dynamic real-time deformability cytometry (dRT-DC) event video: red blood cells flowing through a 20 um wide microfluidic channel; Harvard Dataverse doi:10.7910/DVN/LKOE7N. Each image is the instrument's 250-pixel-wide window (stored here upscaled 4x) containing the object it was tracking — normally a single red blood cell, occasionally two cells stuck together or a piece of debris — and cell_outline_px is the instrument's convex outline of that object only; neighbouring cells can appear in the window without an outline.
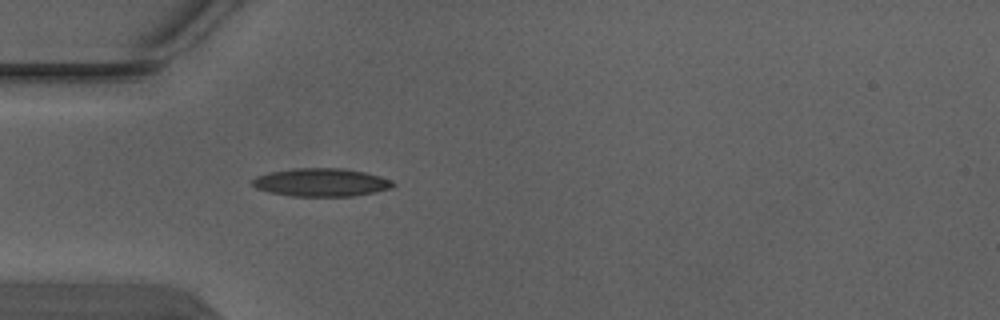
{"species": "Egyptian fruit bat (a non-hibernating species)", "species_latin": "Rousettus aegyptiacus", "temperature_condition": "warm", "stored_images_in_passage": 1, "camera_frame_rate_fps": 3000, "um_per_image_px": 0.085, "animal": {"sex": "male"}, "frame": {"image": 1, "passage_image": 1, "time_ms": 0.0, "image_size_px": [1000, 320], "cell_outline_px": [[396, 184], [392, 188], [376, 192], [352, 196], [292, 196], [268, 192], [256, 188], [252, 184], [252, 180], [256, 176], [268, 172], [292, 168], [344, 168], [364, 172], [380, 176], [392, 180]], "centroid_in_image_um": [27.3, 15.5], "position_along_channel_um": 57.7, "area_um2": 23.24}}